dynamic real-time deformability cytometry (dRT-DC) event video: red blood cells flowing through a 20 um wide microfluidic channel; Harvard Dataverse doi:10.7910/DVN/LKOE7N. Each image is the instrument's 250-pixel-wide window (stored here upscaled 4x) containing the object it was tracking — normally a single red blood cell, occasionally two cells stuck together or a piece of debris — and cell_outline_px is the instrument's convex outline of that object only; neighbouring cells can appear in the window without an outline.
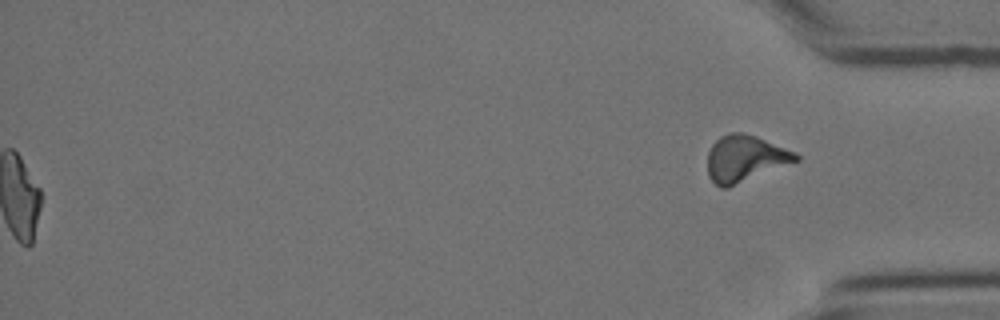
{"species": "Egyptian fruit bat (a non-hibernating species)", "species_latin": "Rousettus aegyptiacus", "temperature_condition": "cold", "stored_images_in_passage": 58, "segment_of_instrument_passage": [2, 2], "camera_frame_rate_fps": 3000, "um_per_image_px": 0.085, "animal": {"sex": "female"}, "frame": {"image": 1, "passage_image": 58, "time_ms": 19.0, "image_size_px": [1000, 320], "cell_outline_px": [[800, 160], [728, 188], [720, 188], [708, 176], [708, 152], [712, 144], [720, 136], [728, 132], [744, 132], [756, 136], [796, 152], [800, 156]], "centroid_in_image_um": [63.33, 13.47], "position_along_channel_um": 371.9, "area_um2": 24.1}}